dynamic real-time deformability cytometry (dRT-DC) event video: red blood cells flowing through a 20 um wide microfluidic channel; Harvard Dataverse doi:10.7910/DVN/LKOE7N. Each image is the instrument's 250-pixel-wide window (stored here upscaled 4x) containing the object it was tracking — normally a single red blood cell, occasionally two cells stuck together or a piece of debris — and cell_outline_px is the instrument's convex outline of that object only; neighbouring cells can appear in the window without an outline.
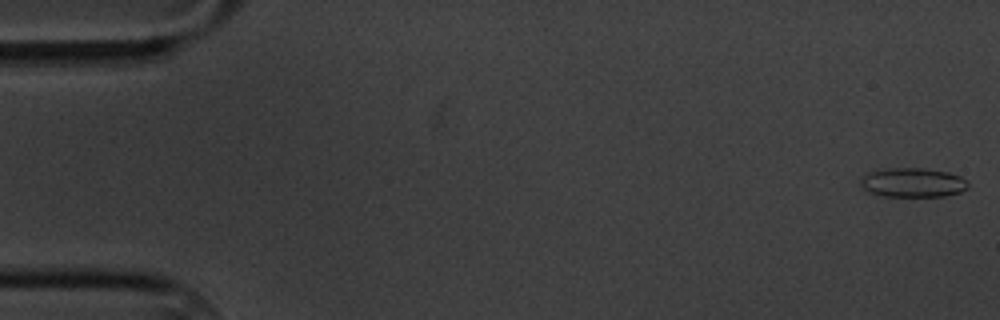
{"species": "common noctule bat (a hibernating species)", "species_latin": "Nyctalus noctula", "temperature_condition": "cold", "stored_images_in_passage": 59, "camera_frame_rate_fps": 3000, "um_per_image_px": 0.085, "animal": {"sex": "male", "body_mass_g": 20.1, "forearm_length_mm": 53.5}, "frame": {"image": 1, "passage_image": 1, "time_ms": 0.0, "image_size_px": [1000, 320], "cell_outline_px": [[968, 188], [960, 192], [944, 196], [884, 196], [868, 192], [860, 184], [860, 176], [868, 172], [884, 168], [924, 168], [948, 172], [960, 176], [968, 184]], "centroid_in_image_um": [77.54, 15.51], "position_along_channel_um": 7.5, "area_um2": 18.44}}
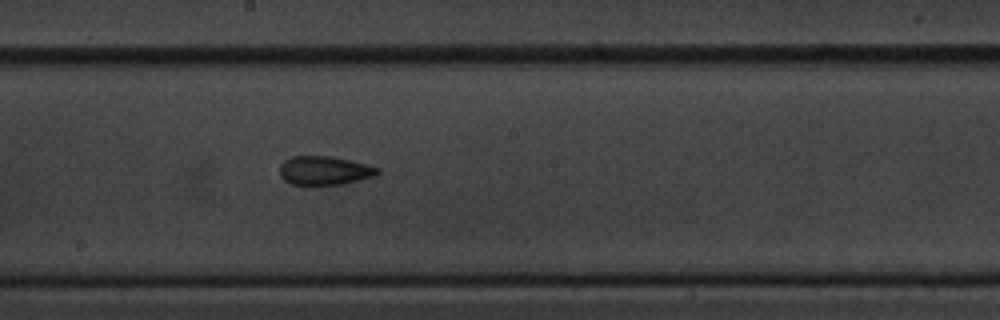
{"frame": {"image": 2, "passage_image": 32, "time_ms": 10.333, "image_size_px": [1000, 320], "cell_outline_px": [[380, 172], [376, 176], [340, 184], [292, 184], [284, 180], [280, 176], [280, 164], [284, 160], [292, 156], [332, 156], [368, 164], [380, 168]], "centroid_in_image_um": [27.59, 14.48], "position_along_channel_um": 220.6, "area_um2": 16.42}}
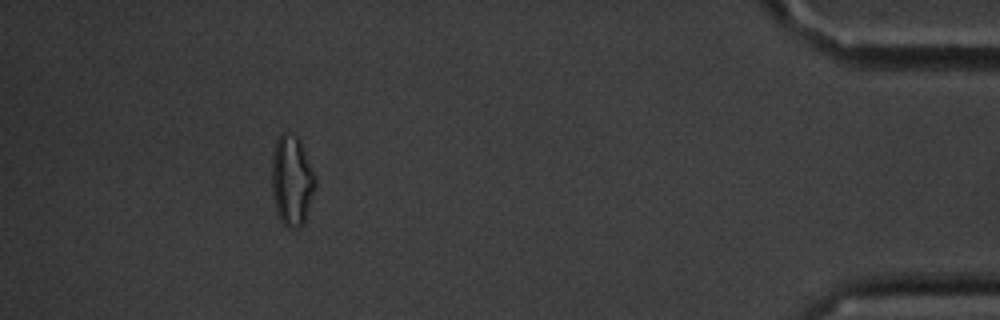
{"frame": {"image": 3, "passage_image": 54, "time_ms": 17.667, "image_size_px": [1000, 320], "cell_outline_px": [[316, 184], [304, 224], [300, 228], [288, 228], [280, 220], [276, 208], [272, 192], [272, 156], [276, 140], [284, 132], [296, 136], [300, 140], [316, 180]], "centroid_in_image_um": [24.8, 15.38], "position_along_channel_um": 410.4, "area_um2": 22.66}, "authors_computed_cell_mechanics": {"area_um2": 16.762, "velocity_mm_per_s": 3.3657, "shape_relaxation_time_tau1_ms": 8.7976, "shape_relaxation_time_tau2_ms": 2.656, "deformation_change_tau1": 0.1572, "deformation_change_tau2": 0.1065}}